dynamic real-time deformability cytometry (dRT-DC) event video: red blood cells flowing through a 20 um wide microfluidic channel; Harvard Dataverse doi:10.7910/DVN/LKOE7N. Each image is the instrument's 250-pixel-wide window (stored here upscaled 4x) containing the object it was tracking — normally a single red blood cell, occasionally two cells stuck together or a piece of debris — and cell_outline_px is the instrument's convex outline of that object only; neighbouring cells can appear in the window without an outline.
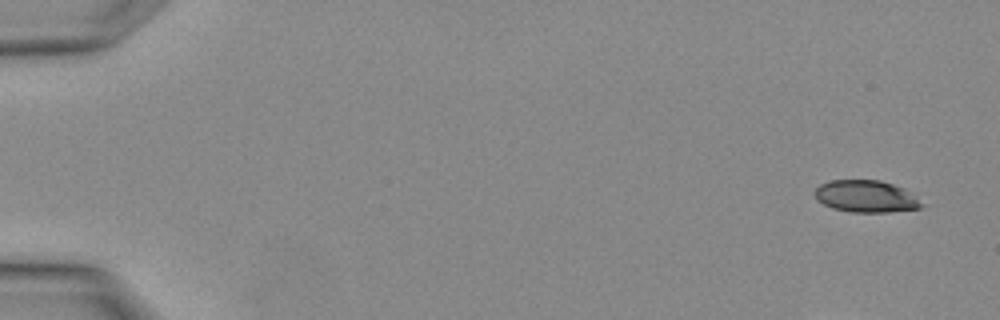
{"species": "Egyptian fruit bat (a non-hibernating species)", "species_latin": "Rousettus aegyptiacus", "temperature_condition": "warm", "stored_images_in_passage": 5, "camera_frame_rate_fps": 3000, "um_per_image_px": 0.085, "animal": {"sex": "female"}, "frame": {"image": 1, "passage_image": 5, "time_ms": 1.333, "image_size_px": [1000, 320], "cell_outline_px": [[928, 204], [920, 208], [888, 212], [848, 212], [832, 208], [816, 200], [816, 188], [820, 184], [828, 180], [880, 180], [904, 188]], "centroid_in_image_um": [73.65, 16.69], "position_along_channel_um": 11.3, "area_um2": 20.17}}